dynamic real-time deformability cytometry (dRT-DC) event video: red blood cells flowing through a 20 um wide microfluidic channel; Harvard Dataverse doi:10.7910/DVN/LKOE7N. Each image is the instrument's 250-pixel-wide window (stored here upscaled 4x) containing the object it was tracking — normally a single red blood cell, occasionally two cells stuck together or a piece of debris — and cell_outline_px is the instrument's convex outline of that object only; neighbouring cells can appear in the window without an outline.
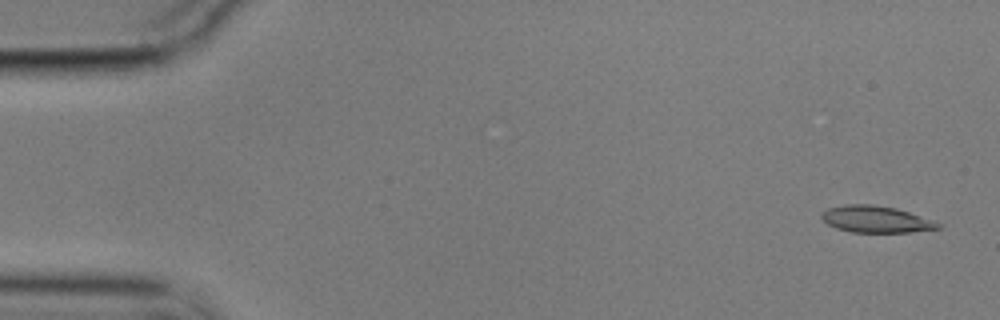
{"species": "common noctule bat (a hibernating species)", "species_latin": "Nyctalus noctula", "temperature_condition": "cold", "stored_images_in_passage": 56, "camera_frame_rate_fps": 3000, "um_per_image_px": 0.085, "animal": {"sex": "male", "body_mass_g": 17.9}, "frame": {"image": 1, "passage_image": 2, "time_ms": 0.333, "image_size_px": [1000, 320], "cell_outline_px": [[944, 224], [940, 228], [912, 232], [852, 232], [836, 228], [828, 224], [820, 216], [820, 212], [828, 208], [844, 204], [872, 204], [896, 208], [936, 220]], "centroid_in_image_um": [74.49, 18.63], "position_along_channel_um": 10.5, "area_um2": 18.38}}
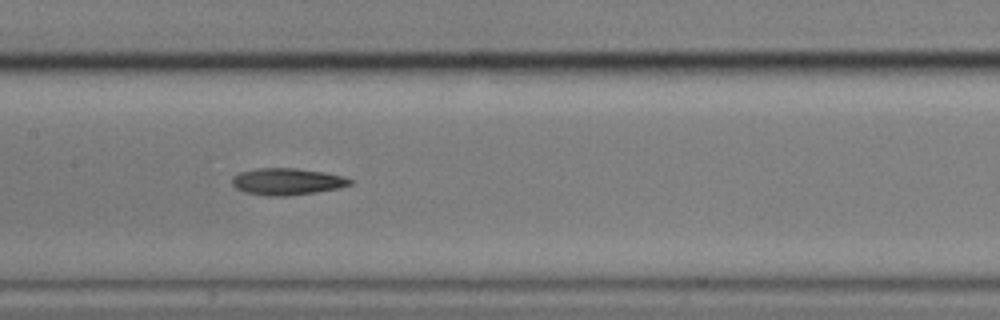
{"frame": {"image": 2, "passage_image": 27, "time_ms": 8.667, "image_size_px": [1000, 320], "cell_outline_px": [[356, 180], [352, 184], [340, 188], [316, 192], [288, 196], [264, 196], [244, 192], [236, 188], [232, 184], [232, 176], [240, 172], [256, 168], [296, 168], [324, 172], [344, 176]], "centroid_in_image_um": [24.43, 15.43], "position_along_channel_um": 183.0, "area_um2": 18.73}}
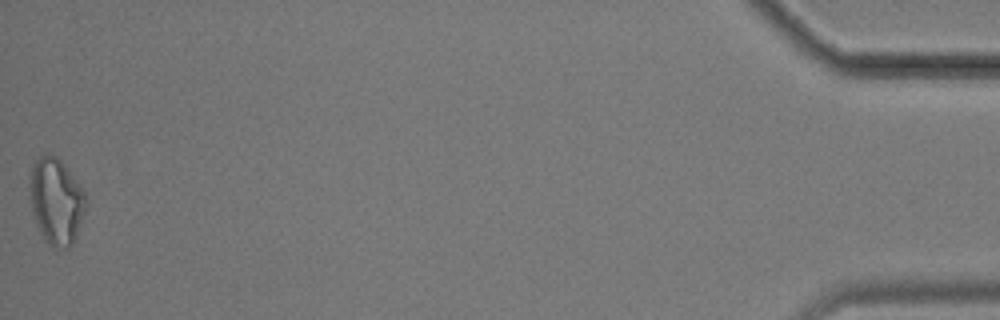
{"frame": {"image": 3, "passage_image": 56, "time_ms": 18.333, "image_size_px": [1000, 320], "cell_outline_px": [[88, 204], [76, 236], [72, 244], [68, 248], [52, 248], [44, 240], [36, 224], [32, 212], [28, 196], [28, 176], [36, 160], [44, 152], [48, 152], [56, 156], [60, 160], [84, 192]], "centroid_in_image_um": [4.73, 17.11], "position_along_channel_um": 430.5, "area_um2": 28.67}, "authors_computed_cell_mechanics": {"area_um2": 18.6694, "velocity_mm_per_s": 3.5344, "shape_relaxation_time_tau1_ms": 6.9817, "shape_relaxation_time_tau2_ms": 5.7312, "deformation_change_tau1": 0.1562, "deformation_change_tau2": 0.1535}}